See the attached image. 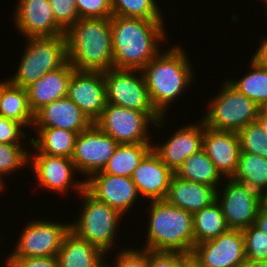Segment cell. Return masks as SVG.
Listing matches in <instances>:
<instances>
[{
	"instance_id": "6da1fadb",
	"label": "cell",
	"mask_w": 267,
	"mask_h": 267,
	"mask_svg": "<svg viewBox=\"0 0 267 267\" xmlns=\"http://www.w3.org/2000/svg\"><path fill=\"white\" fill-rule=\"evenodd\" d=\"M164 21L112 15L113 68L141 70L155 58L170 43Z\"/></svg>"
},
{
	"instance_id": "7a4b0ae2",
	"label": "cell",
	"mask_w": 267,
	"mask_h": 267,
	"mask_svg": "<svg viewBox=\"0 0 267 267\" xmlns=\"http://www.w3.org/2000/svg\"><path fill=\"white\" fill-rule=\"evenodd\" d=\"M183 46L180 42L167 46L141 69L151 102L162 116L195 82V70Z\"/></svg>"
},
{
	"instance_id": "3957f363",
	"label": "cell",
	"mask_w": 267,
	"mask_h": 267,
	"mask_svg": "<svg viewBox=\"0 0 267 267\" xmlns=\"http://www.w3.org/2000/svg\"><path fill=\"white\" fill-rule=\"evenodd\" d=\"M67 60L76 71L113 68L110 18H80L66 32Z\"/></svg>"
},
{
	"instance_id": "277c9868",
	"label": "cell",
	"mask_w": 267,
	"mask_h": 267,
	"mask_svg": "<svg viewBox=\"0 0 267 267\" xmlns=\"http://www.w3.org/2000/svg\"><path fill=\"white\" fill-rule=\"evenodd\" d=\"M145 243L141 249L192 254L194 248L193 214L171 205L167 200L149 201ZM143 246V248H142Z\"/></svg>"
},
{
	"instance_id": "5b68a950",
	"label": "cell",
	"mask_w": 267,
	"mask_h": 267,
	"mask_svg": "<svg viewBox=\"0 0 267 267\" xmlns=\"http://www.w3.org/2000/svg\"><path fill=\"white\" fill-rule=\"evenodd\" d=\"M78 196L83 202L79 205L82 209H79L75 216L77 218L70 221V231L101 249L109 258L110 252L113 254L118 248L114 240L119 233L121 219L125 216L115 208L95 199L85 189Z\"/></svg>"
},
{
	"instance_id": "8992f818",
	"label": "cell",
	"mask_w": 267,
	"mask_h": 267,
	"mask_svg": "<svg viewBox=\"0 0 267 267\" xmlns=\"http://www.w3.org/2000/svg\"><path fill=\"white\" fill-rule=\"evenodd\" d=\"M168 116L160 113H143L112 103H107L94 124L118 144H152L155 141L150 128L166 127ZM151 125V126H150ZM164 125V126H163Z\"/></svg>"
},
{
	"instance_id": "52a82bcc",
	"label": "cell",
	"mask_w": 267,
	"mask_h": 267,
	"mask_svg": "<svg viewBox=\"0 0 267 267\" xmlns=\"http://www.w3.org/2000/svg\"><path fill=\"white\" fill-rule=\"evenodd\" d=\"M21 61L9 82L26 88L42 75L62 67L67 60L65 35L26 38Z\"/></svg>"
},
{
	"instance_id": "ba28073f",
	"label": "cell",
	"mask_w": 267,
	"mask_h": 267,
	"mask_svg": "<svg viewBox=\"0 0 267 267\" xmlns=\"http://www.w3.org/2000/svg\"><path fill=\"white\" fill-rule=\"evenodd\" d=\"M219 90L215 96L209 97L205 114L200 117L205 126L238 133L243 127L257 120L259 106L240 93L227 78Z\"/></svg>"
},
{
	"instance_id": "9c48e42d",
	"label": "cell",
	"mask_w": 267,
	"mask_h": 267,
	"mask_svg": "<svg viewBox=\"0 0 267 267\" xmlns=\"http://www.w3.org/2000/svg\"><path fill=\"white\" fill-rule=\"evenodd\" d=\"M37 219V220H36ZM35 218L22 228L7 258L55 257L61 248L64 236L70 231V222ZM46 219V220H44Z\"/></svg>"
},
{
	"instance_id": "30bf717a",
	"label": "cell",
	"mask_w": 267,
	"mask_h": 267,
	"mask_svg": "<svg viewBox=\"0 0 267 267\" xmlns=\"http://www.w3.org/2000/svg\"><path fill=\"white\" fill-rule=\"evenodd\" d=\"M107 103L159 113L153 106L141 70L111 68L103 72Z\"/></svg>"
},
{
	"instance_id": "8fae6325",
	"label": "cell",
	"mask_w": 267,
	"mask_h": 267,
	"mask_svg": "<svg viewBox=\"0 0 267 267\" xmlns=\"http://www.w3.org/2000/svg\"><path fill=\"white\" fill-rule=\"evenodd\" d=\"M29 167L32 168L35 182L43 191L66 194L70 191L79 195L85 189V180L73 179L78 171L71 158L62 156H47L41 152L30 151ZM76 180V181H75ZM70 190V191H69Z\"/></svg>"
},
{
	"instance_id": "7c38bea8",
	"label": "cell",
	"mask_w": 267,
	"mask_h": 267,
	"mask_svg": "<svg viewBox=\"0 0 267 267\" xmlns=\"http://www.w3.org/2000/svg\"><path fill=\"white\" fill-rule=\"evenodd\" d=\"M260 197L259 192L247 185L232 179L223 180L221 187L217 189L216 201L229 229L243 230L255 224Z\"/></svg>"
},
{
	"instance_id": "4fadbf2b",
	"label": "cell",
	"mask_w": 267,
	"mask_h": 267,
	"mask_svg": "<svg viewBox=\"0 0 267 267\" xmlns=\"http://www.w3.org/2000/svg\"><path fill=\"white\" fill-rule=\"evenodd\" d=\"M118 143L101 131L94 123L78 134L72 161L84 180L101 172L113 155Z\"/></svg>"
},
{
	"instance_id": "5bb4252c",
	"label": "cell",
	"mask_w": 267,
	"mask_h": 267,
	"mask_svg": "<svg viewBox=\"0 0 267 267\" xmlns=\"http://www.w3.org/2000/svg\"><path fill=\"white\" fill-rule=\"evenodd\" d=\"M192 256L201 267H240L246 259L243 232L229 229L217 238L195 244Z\"/></svg>"
},
{
	"instance_id": "9a60e30c",
	"label": "cell",
	"mask_w": 267,
	"mask_h": 267,
	"mask_svg": "<svg viewBox=\"0 0 267 267\" xmlns=\"http://www.w3.org/2000/svg\"><path fill=\"white\" fill-rule=\"evenodd\" d=\"M85 190L98 201L118 210L125 217L141 198L131 177H120L102 172H97L85 180Z\"/></svg>"
},
{
	"instance_id": "2e32d148",
	"label": "cell",
	"mask_w": 267,
	"mask_h": 267,
	"mask_svg": "<svg viewBox=\"0 0 267 267\" xmlns=\"http://www.w3.org/2000/svg\"><path fill=\"white\" fill-rule=\"evenodd\" d=\"M199 121V122H198ZM181 125L162 144L152 142L153 152L173 172L192 154L203 148L204 121Z\"/></svg>"
},
{
	"instance_id": "e0dca14e",
	"label": "cell",
	"mask_w": 267,
	"mask_h": 267,
	"mask_svg": "<svg viewBox=\"0 0 267 267\" xmlns=\"http://www.w3.org/2000/svg\"><path fill=\"white\" fill-rule=\"evenodd\" d=\"M16 3L11 21L25 39L65 35L55 21L49 0H17Z\"/></svg>"
},
{
	"instance_id": "ac0fdd59",
	"label": "cell",
	"mask_w": 267,
	"mask_h": 267,
	"mask_svg": "<svg viewBox=\"0 0 267 267\" xmlns=\"http://www.w3.org/2000/svg\"><path fill=\"white\" fill-rule=\"evenodd\" d=\"M67 97L94 123L107 104L103 72L74 71Z\"/></svg>"
},
{
	"instance_id": "d6986e66",
	"label": "cell",
	"mask_w": 267,
	"mask_h": 267,
	"mask_svg": "<svg viewBox=\"0 0 267 267\" xmlns=\"http://www.w3.org/2000/svg\"><path fill=\"white\" fill-rule=\"evenodd\" d=\"M202 149L224 179L234 176L241 152L237 132L214 130L204 123Z\"/></svg>"
},
{
	"instance_id": "ffe728a7",
	"label": "cell",
	"mask_w": 267,
	"mask_h": 267,
	"mask_svg": "<svg viewBox=\"0 0 267 267\" xmlns=\"http://www.w3.org/2000/svg\"><path fill=\"white\" fill-rule=\"evenodd\" d=\"M92 124L82 110L66 96L37 110L32 127L58 128L79 134Z\"/></svg>"
},
{
	"instance_id": "44dd1931",
	"label": "cell",
	"mask_w": 267,
	"mask_h": 267,
	"mask_svg": "<svg viewBox=\"0 0 267 267\" xmlns=\"http://www.w3.org/2000/svg\"><path fill=\"white\" fill-rule=\"evenodd\" d=\"M173 175L174 172L152 150L135 168L131 179L141 198L148 202L166 199Z\"/></svg>"
},
{
	"instance_id": "7402d4cb",
	"label": "cell",
	"mask_w": 267,
	"mask_h": 267,
	"mask_svg": "<svg viewBox=\"0 0 267 267\" xmlns=\"http://www.w3.org/2000/svg\"><path fill=\"white\" fill-rule=\"evenodd\" d=\"M74 71L73 66L67 61L62 67L42 75L26 87L31 110L35 113L42 106L66 97Z\"/></svg>"
},
{
	"instance_id": "603a6c76",
	"label": "cell",
	"mask_w": 267,
	"mask_h": 267,
	"mask_svg": "<svg viewBox=\"0 0 267 267\" xmlns=\"http://www.w3.org/2000/svg\"><path fill=\"white\" fill-rule=\"evenodd\" d=\"M217 189L201 183L183 180L173 175L165 200L191 214L216 201Z\"/></svg>"
},
{
	"instance_id": "cb8c5ba5",
	"label": "cell",
	"mask_w": 267,
	"mask_h": 267,
	"mask_svg": "<svg viewBox=\"0 0 267 267\" xmlns=\"http://www.w3.org/2000/svg\"><path fill=\"white\" fill-rule=\"evenodd\" d=\"M107 255L95 245L69 231L62 241L57 258L60 267H100Z\"/></svg>"
},
{
	"instance_id": "d4e9b609",
	"label": "cell",
	"mask_w": 267,
	"mask_h": 267,
	"mask_svg": "<svg viewBox=\"0 0 267 267\" xmlns=\"http://www.w3.org/2000/svg\"><path fill=\"white\" fill-rule=\"evenodd\" d=\"M32 130L35 134L31 136V144H28L30 151L72 158L78 133L58 128H32L30 132Z\"/></svg>"
},
{
	"instance_id": "484cf974",
	"label": "cell",
	"mask_w": 267,
	"mask_h": 267,
	"mask_svg": "<svg viewBox=\"0 0 267 267\" xmlns=\"http://www.w3.org/2000/svg\"><path fill=\"white\" fill-rule=\"evenodd\" d=\"M0 116L17 121L26 129L32 128L34 122V112L30 108L26 88L11 84L8 78L3 80Z\"/></svg>"
},
{
	"instance_id": "4316f807",
	"label": "cell",
	"mask_w": 267,
	"mask_h": 267,
	"mask_svg": "<svg viewBox=\"0 0 267 267\" xmlns=\"http://www.w3.org/2000/svg\"><path fill=\"white\" fill-rule=\"evenodd\" d=\"M174 175L180 179L205 184L216 189L224 180L203 149L189 156L174 172Z\"/></svg>"
},
{
	"instance_id": "83f0119b",
	"label": "cell",
	"mask_w": 267,
	"mask_h": 267,
	"mask_svg": "<svg viewBox=\"0 0 267 267\" xmlns=\"http://www.w3.org/2000/svg\"><path fill=\"white\" fill-rule=\"evenodd\" d=\"M151 151L152 144H118L101 172L120 177H131L135 168Z\"/></svg>"
},
{
	"instance_id": "f1b7e54d",
	"label": "cell",
	"mask_w": 267,
	"mask_h": 267,
	"mask_svg": "<svg viewBox=\"0 0 267 267\" xmlns=\"http://www.w3.org/2000/svg\"><path fill=\"white\" fill-rule=\"evenodd\" d=\"M228 230L229 227L217 201L193 214L194 246L217 238Z\"/></svg>"
},
{
	"instance_id": "f546056e",
	"label": "cell",
	"mask_w": 267,
	"mask_h": 267,
	"mask_svg": "<svg viewBox=\"0 0 267 267\" xmlns=\"http://www.w3.org/2000/svg\"><path fill=\"white\" fill-rule=\"evenodd\" d=\"M231 179L260 194L267 192V159L253 153L240 152L237 170Z\"/></svg>"
},
{
	"instance_id": "4dcf8cb0",
	"label": "cell",
	"mask_w": 267,
	"mask_h": 267,
	"mask_svg": "<svg viewBox=\"0 0 267 267\" xmlns=\"http://www.w3.org/2000/svg\"><path fill=\"white\" fill-rule=\"evenodd\" d=\"M248 64L250 68L248 73L246 72L240 79L228 78L227 81L260 107L267 101V69L260 67L252 59Z\"/></svg>"
},
{
	"instance_id": "1f68e13d",
	"label": "cell",
	"mask_w": 267,
	"mask_h": 267,
	"mask_svg": "<svg viewBox=\"0 0 267 267\" xmlns=\"http://www.w3.org/2000/svg\"><path fill=\"white\" fill-rule=\"evenodd\" d=\"M113 15L142 18L147 20H164L165 13L157 0H110Z\"/></svg>"
},
{
	"instance_id": "d6a6232c",
	"label": "cell",
	"mask_w": 267,
	"mask_h": 267,
	"mask_svg": "<svg viewBox=\"0 0 267 267\" xmlns=\"http://www.w3.org/2000/svg\"><path fill=\"white\" fill-rule=\"evenodd\" d=\"M23 144L0 143V174L7 179L17 171L29 168L30 148ZM23 168V169H22Z\"/></svg>"
},
{
	"instance_id": "836d02e7",
	"label": "cell",
	"mask_w": 267,
	"mask_h": 267,
	"mask_svg": "<svg viewBox=\"0 0 267 267\" xmlns=\"http://www.w3.org/2000/svg\"><path fill=\"white\" fill-rule=\"evenodd\" d=\"M241 152H248L267 159V135L257 121L249 123L239 132Z\"/></svg>"
},
{
	"instance_id": "e575fe53",
	"label": "cell",
	"mask_w": 267,
	"mask_h": 267,
	"mask_svg": "<svg viewBox=\"0 0 267 267\" xmlns=\"http://www.w3.org/2000/svg\"><path fill=\"white\" fill-rule=\"evenodd\" d=\"M245 240L246 259L267 260V233L255 224L242 230Z\"/></svg>"
},
{
	"instance_id": "d590c367",
	"label": "cell",
	"mask_w": 267,
	"mask_h": 267,
	"mask_svg": "<svg viewBox=\"0 0 267 267\" xmlns=\"http://www.w3.org/2000/svg\"><path fill=\"white\" fill-rule=\"evenodd\" d=\"M57 25L66 32L79 19L75 0H49Z\"/></svg>"
},
{
	"instance_id": "8d00e7d4",
	"label": "cell",
	"mask_w": 267,
	"mask_h": 267,
	"mask_svg": "<svg viewBox=\"0 0 267 267\" xmlns=\"http://www.w3.org/2000/svg\"><path fill=\"white\" fill-rule=\"evenodd\" d=\"M121 248L116 251L114 261L107 262L111 267H148V250L140 249V247L138 249L136 246L135 248Z\"/></svg>"
},
{
	"instance_id": "74e56055",
	"label": "cell",
	"mask_w": 267,
	"mask_h": 267,
	"mask_svg": "<svg viewBox=\"0 0 267 267\" xmlns=\"http://www.w3.org/2000/svg\"><path fill=\"white\" fill-rule=\"evenodd\" d=\"M30 135L31 134L27 133L26 128L21 123L0 116V143L22 144L23 141H25L27 143L30 142L31 144V138L29 137ZM24 139H27V141Z\"/></svg>"
},
{
	"instance_id": "f35d334b",
	"label": "cell",
	"mask_w": 267,
	"mask_h": 267,
	"mask_svg": "<svg viewBox=\"0 0 267 267\" xmlns=\"http://www.w3.org/2000/svg\"><path fill=\"white\" fill-rule=\"evenodd\" d=\"M80 18H110L113 15L110 0H75Z\"/></svg>"
},
{
	"instance_id": "ab89813d",
	"label": "cell",
	"mask_w": 267,
	"mask_h": 267,
	"mask_svg": "<svg viewBox=\"0 0 267 267\" xmlns=\"http://www.w3.org/2000/svg\"><path fill=\"white\" fill-rule=\"evenodd\" d=\"M192 254L148 250V267H183Z\"/></svg>"
},
{
	"instance_id": "60d3db41",
	"label": "cell",
	"mask_w": 267,
	"mask_h": 267,
	"mask_svg": "<svg viewBox=\"0 0 267 267\" xmlns=\"http://www.w3.org/2000/svg\"><path fill=\"white\" fill-rule=\"evenodd\" d=\"M4 261L3 267H60L57 256L5 258Z\"/></svg>"
},
{
	"instance_id": "b9f144b4",
	"label": "cell",
	"mask_w": 267,
	"mask_h": 267,
	"mask_svg": "<svg viewBox=\"0 0 267 267\" xmlns=\"http://www.w3.org/2000/svg\"><path fill=\"white\" fill-rule=\"evenodd\" d=\"M262 40L259 48L256 47L257 49L253 56H251V59L254 60L260 67L267 69V36H265Z\"/></svg>"
},
{
	"instance_id": "7bdbcfd3",
	"label": "cell",
	"mask_w": 267,
	"mask_h": 267,
	"mask_svg": "<svg viewBox=\"0 0 267 267\" xmlns=\"http://www.w3.org/2000/svg\"><path fill=\"white\" fill-rule=\"evenodd\" d=\"M255 225L263 232L267 233V214H265L261 209H259L257 213Z\"/></svg>"
},
{
	"instance_id": "ee69618b",
	"label": "cell",
	"mask_w": 267,
	"mask_h": 267,
	"mask_svg": "<svg viewBox=\"0 0 267 267\" xmlns=\"http://www.w3.org/2000/svg\"><path fill=\"white\" fill-rule=\"evenodd\" d=\"M240 267H267V260L254 261L250 259H245Z\"/></svg>"
},
{
	"instance_id": "f6af8a7d",
	"label": "cell",
	"mask_w": 267,
	"mask_h": 267,
	"mask_svg": "<svg viewBox=\"0 0 267 267\" xmlns=\"http://www.w3.org/2000/svg\"><path fill=\"white\" fill-rule=\"evenodd\" d=\"M259 125L262 127L263 131L266 133L267 135V116L265 115H262L260 112H259V115L257 117V120H256Z\"/></svg>"
},
{
	"instance_id": "bcb514c9",
	"label": "cell",
	"mask_w": 267,
	"mask_h": 267,
	"mask_svg": "<svg viewBox=\"0 0 267 267\" xmlns=\"http://www.w3.org/2000/svg\"><path fill=\"white\" fill-rule=\"evenodd\" d=\"M260 209L267 214V192L261 194L260 197Z\"/></svg>"
},
{
	"instance_id": "7dc6e473",
	"label": "cell",
	"mask_w": 267,
	"mask_h": 267,
	"mask_svg": "<svg viewBox=\"0 0 267 267\" xmlns=\"http://www.w3.org/2000/svg\"><path fill=\"white\" fill-rule=\"evenodd\" d=\"M183 267H201L200 264L191 256L183 265Z\"/></svg>"
},
{
	"instance_id": "c3c4849f",
	"label": "cell",
	"mask_w": 267,
	"mask_h": 267,
	"mask_svg": "<svg viewBox=\"0 0 267 267\" xmlns=\"http://www.w3.org/2000/svg\"><path fill=\"white\" fill-rule=\"evenodd\" d=\"M4 178H5V177H3V176L0 174V193L6 191V188H5V187H6L7 184H6L5 182H6L7 180H5ZM4 181H5V182H4ZM4 183H5V184H4ZM4 189H5V191H3Z\"/></svg>"
},
{
	"instance_id": "681fc988",
	"label": "cell",
	"mask_w": 267,
	"mask_h": 267,
	"mask_svg": "<svg viewBox=\"0 0 267 267\" xmlns=\"http://www.w3.org/2000/svg\"><path fill=\"white\" fill-rule=\"evenodd\" d=\"M259 108H260V113L262 115L267 116V101L264 102Z\"/></svg>"
},
{
	"instance_id": "f907efd6",
	"label": "cell",
	"mask_w": 267,
	"mask_h": 267,
	"mask_svg": "<svg viewBox=\"0 0 267 267\" xmlns=\"http://www.w3.org/2000/svg\"><path fill=\"white\" fill-rule=\"evenodd\" d=\"M2 92H3V81H0V103H1V99H2Z\"/></svg>"
},
{
	"instance_id": "816d5d0a",
	"label": "cell",
	"mask_w": 267,
	"mask_h": 267,
	"mask_svg": "<svg viewBox=\"0 0 267 267\" xmlns=\"http://www.w3.org/2000/svg\"><path fill=\"white\" fill-rule=\"evenodd\" d=\"M107 260L100 266V267H111L108 263H107Z\"/></svg>"
},
{
	"instance_id": "f5cc1de1",
	"label": "cell",
	"mask_w": 267,
	"mask_h": 267,
	"mask_svg": "<svg viewBox=\"0 0 267 267\" xmlns=\"http://www.w3.org/2000/svg\"><path fill=\"white\" fill-rule=\"evenodd\" d=\"M264 2L265 6H266V12H267V0H261Z\"/></svg>"
},
{
	"instance_id": "db71d44e",
	"label": "cell",
	"mask_w": 267,
	"mask_h": 267,
	"mask_svg": "<svg viewBox=\"0 0 267 267\" xmlns=\"http://www.w3.org/2000/svg\"><path fill=\"white\" fill-rule=\"evenodd\" d=\"M0 239H1V242H0V244H1L2 242H4V240H5V239H4V238L2 239V237H1V236H0Z\"/></svg>"
}]
</instances>
